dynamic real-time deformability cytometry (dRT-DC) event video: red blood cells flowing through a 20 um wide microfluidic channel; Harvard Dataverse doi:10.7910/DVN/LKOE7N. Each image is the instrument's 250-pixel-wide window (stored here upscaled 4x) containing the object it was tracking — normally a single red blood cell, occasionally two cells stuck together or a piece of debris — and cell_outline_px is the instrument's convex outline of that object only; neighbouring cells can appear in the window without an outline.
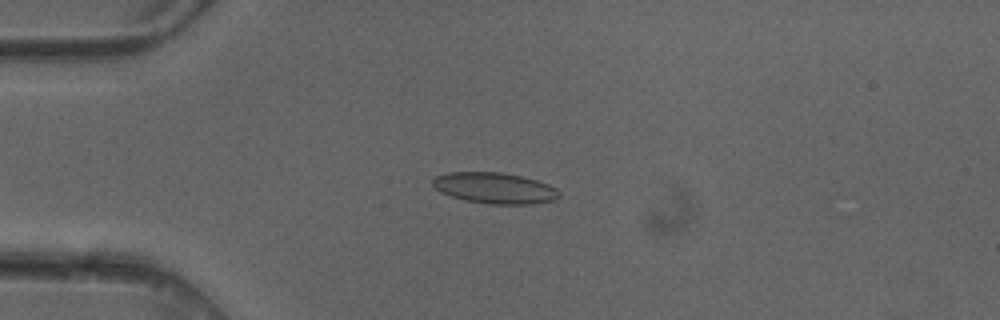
{"species": "common noctule bat (a hibernating species)", "species_latin": "Nyctalus noctula", "temperature_condition": "cold", "stored_images_in_passage": 5, "camera_frame_rate_fps": 3000, "um_per_image_px": 0.085, "animal": {"sex": "female"}, "frame": {"image": 1, "passage_image": 3, "time_ms": 0.667, "image_size_px": [1000, 320], "cell_outline_px": [[560, 196], [552, 200], [532, 204], [488, 204], [464, 200], [440, 192], [432, 184], [432, 180], [436, 176], [448, 172], [500, 172], [520, 176], [536, 180], [548, 184], [556, 188], [560, 192]], "centroid_in_image_um": [42.04, 15.98], "position_along_channel_um": 43.0, "area_um2": 22.77}}
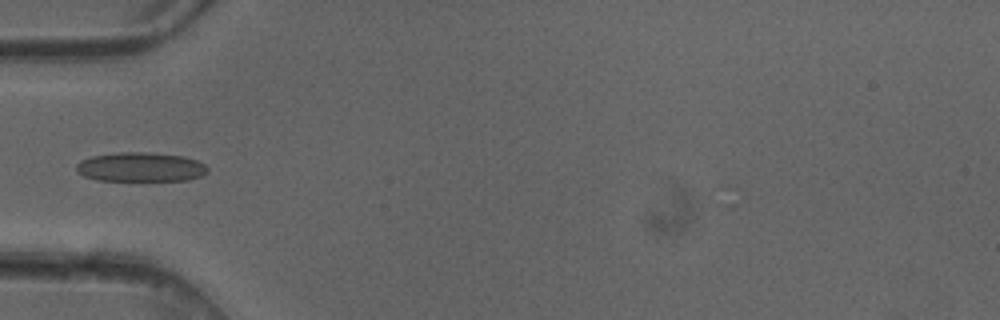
{"frame": {"image": 2, "passage_image": 4, "time_ms": 1.0, "image_size_px": [1000, 320], "cell_outline_px": [[208, 172], [200, 176], [188, 180], [96, 180], [84, 176], [76, 168], [76, 164], [80, 160], [92, 156], [120, 152], [148, 152], [184, 156], [196, 160], [204, 164], [208, 168]], "centroid_in_image_um": [11.96, 14.19], "position_along_channel_um": 73.0, "area_um2": 22.31}}
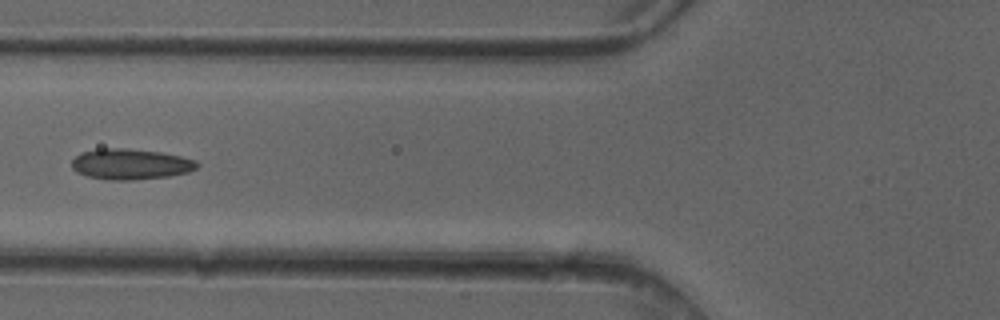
{"frame": {"image": 3, "passage_image": 5, "time_ms": 1.333, "image_size_px": [1000, 320], "cell_outline_px": [[200, 164], [196, 168], [188, 172], [168, 176], [132, 180], [108, 180], [88, 176], [76, 172], [72, 168], [72, 160], [80, 152], [96, 148], [124, 148], [160, 152], [180, 156], [196, 160]], "centroid_in_image_um": [11.07, 13.94], "position_along_channel_um": 114.7, "area_um2": 22.48}}